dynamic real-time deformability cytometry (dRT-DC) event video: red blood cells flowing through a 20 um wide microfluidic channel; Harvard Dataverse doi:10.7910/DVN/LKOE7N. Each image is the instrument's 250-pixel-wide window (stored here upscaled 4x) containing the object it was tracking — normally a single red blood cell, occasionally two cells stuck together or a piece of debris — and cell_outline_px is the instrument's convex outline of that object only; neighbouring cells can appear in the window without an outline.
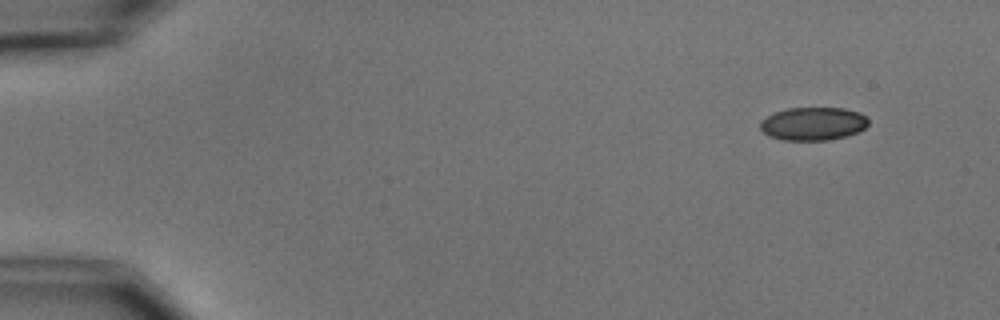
{"species": "common noctule bat (a hibernating species)", "species_latin": "Nyctalus noctula", "temperature_condition": "cold", "stored_images_in_passage": 4, "camera_frame_rate_fps": 3000, "um_per_image_px": 0.085, "animal": {"sex": "male", "body_mass_g": 15.6}, "frame": {"image": 1, "passage_image": 1, "time_ms": 0.0, "image_size_px": [1000, 320], "cell_outline_px": [[868, 124], [864, 128], [856, 132], [844, 136], [828, 140], [784, 140], [768, 136], [760, 128], [760, 120], [776, 112], [788, 108], [844, 108], [860, 112], [868, 120]], "centroid_in_image_um": [69.1, 10.51], "position_along_channel_um": 15.9, "area_um2": 20.75}}
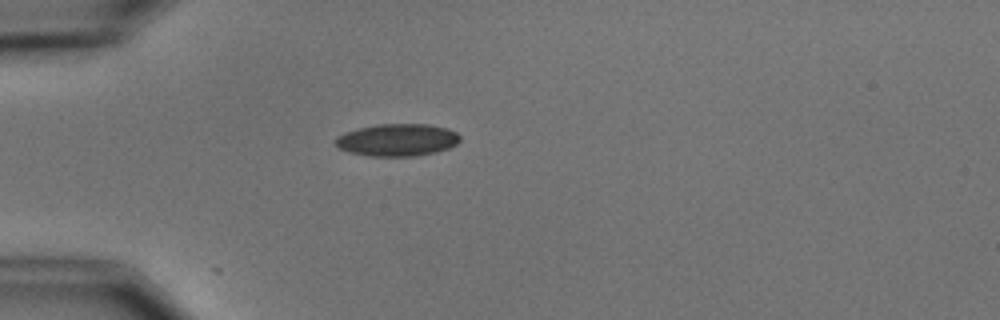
{"frame": {"image": 2, "passage_image": 4, "time_ms": 3.667, "image_size_px": [1000, 320], "cell_outline_px": [[460, 140], [456, 144], [448, 148], [436, 152], [416, 156], [368, 156], [348, 152], [340, 148], [336, 144], [336, 136], [344, 132], [360, 128], [380, 124], [428, 124], [448, 128], [456, 132], [460, 136]], "centroid_in_image_um": [33.78, 11.89], "position_along_channel_um": 51.2, "area_um2": 23.47}}